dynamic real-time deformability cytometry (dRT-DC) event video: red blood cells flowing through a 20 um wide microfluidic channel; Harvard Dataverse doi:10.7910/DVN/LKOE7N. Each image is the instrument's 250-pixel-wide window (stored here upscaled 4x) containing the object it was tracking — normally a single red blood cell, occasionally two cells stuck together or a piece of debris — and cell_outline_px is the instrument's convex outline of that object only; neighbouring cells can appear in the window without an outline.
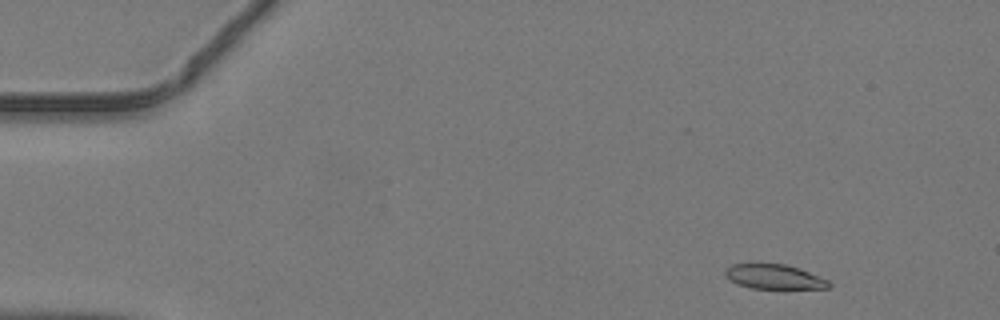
{"species": "common noctule bat (a hibernating species)", "species_latin": "Nyctalus noctula", "temperature_condition": "warm", "stored_images_in_passage": 43, "camera_frame_rate_fps": 3000, "um_per_image_px": 0.085, "animal": {"sex": "male", "body_mass_g": 19.2, "forearm_length_mm": 51.8}, "frame": {"image": 1, "passage_image": 2, "time_ms": 0.333, "image_size_px": [1000, 320], "cell_outline_px": [[832, 284], [828, 288], [752, 288], [736, 284], [728, 280], [724, 276], [724, 272], [732, 264], [784, 264], [800, 268], [828, 280]], "centroid_in_image_um": [65.78, 23.52], "position_along_channel_um": 19.2, "area_um2": 14.8}}
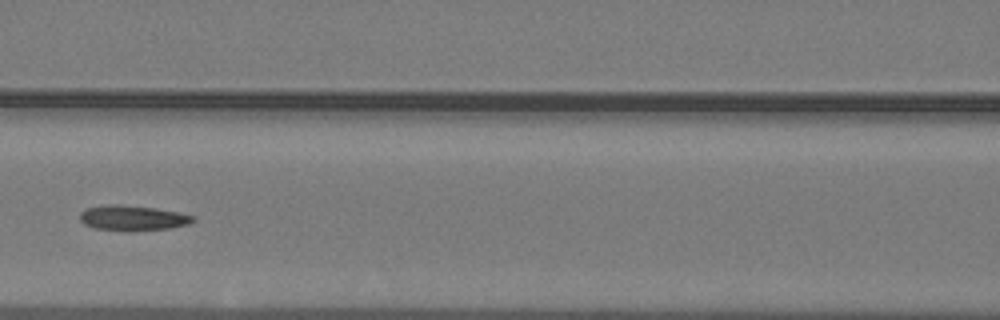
{"frame": {"image": 2, "passage_image": 18, "time_ms": 5.667, "image_size_px": [1000, 320], "cell_outline_px": [[196, 220], [188, 224], [168, 228], [128, 232], [96, 228], [84, 224], [80, 220], [80, 212], [88, 208], [104, 204], [116, 204], [156, 208], [180, 212], [196, 216]], "centroid_in_image_um": [11.3, 18.53], "position_along_channel_um": 155.3, "area_um2": 16.82}}
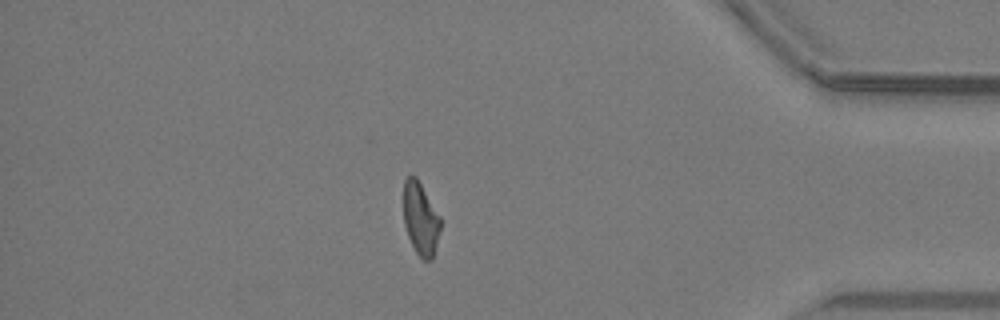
{"frame": {"image": 3, "passage_image": 37, "time_ms": 12.0, "image_size_px": [1000, 320], "cell_outline_px": [[440, 228], [432, 260], [424, 260], [416, 252], [408, 236], [404, 224], [404, 180], [408, 176], [416, 176], [440, 216]], "centroid_in_image_um": [35.74, 18.58], "position_along_channel_um": 399.5, "area_um2": 15.37}}